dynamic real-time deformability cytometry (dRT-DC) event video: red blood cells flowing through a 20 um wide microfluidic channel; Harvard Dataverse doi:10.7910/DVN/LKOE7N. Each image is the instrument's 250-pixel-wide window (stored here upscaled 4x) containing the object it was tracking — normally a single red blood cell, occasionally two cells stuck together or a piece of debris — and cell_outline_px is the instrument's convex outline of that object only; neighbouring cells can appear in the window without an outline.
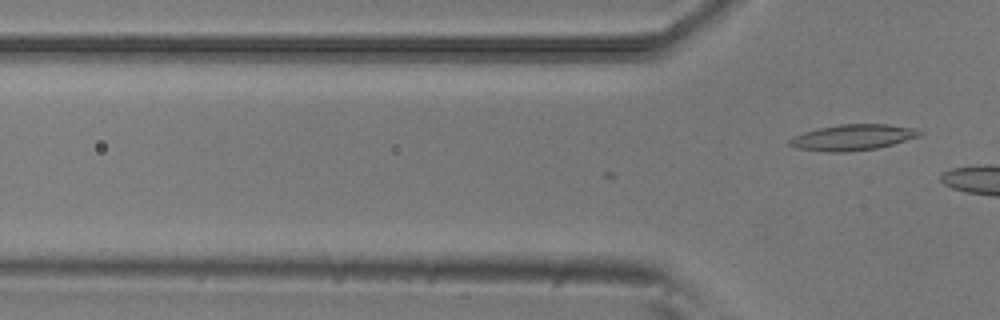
{"species": "common noctule bat (a hibernating species)", "species_latin": "Nyctalus noctula", "temperature_condition": "room temperature", "stored_images_in_passage": 2, "camera_frame_rate_fps": 3000, "um_per_image_px": 0.085, "animal": {"sex": "male", "body_mass_g": 20.5, "forearm_length_mm": 52.5}, "frame": {"image": 1, "passage_image": 2, "time_ms": 0.333, "image_size_px": [1000, 320], "cell_outline_px": [[924, 132], [920, 136], [892, 144], [876, 148], [844, 152], [824, 152], [800, 148], [788, 144], [788, 140], [792, 136], [804, 132], [820, 128], [840, 124], [888, 124], [912, 128]], "centroid_in_image_um": [72.47, 11.67], "position_along_channel_um": 53.3, "area_um2": 19.42}}